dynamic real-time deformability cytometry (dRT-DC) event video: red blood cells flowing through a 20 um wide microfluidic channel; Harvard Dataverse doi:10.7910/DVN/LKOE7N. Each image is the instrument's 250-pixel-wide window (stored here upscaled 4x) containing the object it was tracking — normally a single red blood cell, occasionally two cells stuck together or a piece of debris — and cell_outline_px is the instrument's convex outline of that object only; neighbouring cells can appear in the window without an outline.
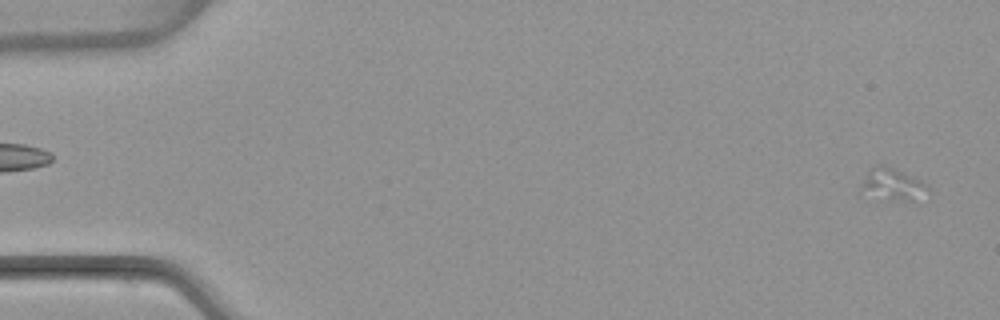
{"species": "common noctule bat (a hibernating species)", "species_latin": "Nyctalus noctula", "temperature_condition": "warm", "stored_images_in_passage": 5, "segment_of_instrument_passage": [2, 2], "camera_frame_rate_fps": 3000, "um_per_image_px": 0.085, "animal": {"sex": "female", "body_mass_g": 22.7, "forearm_length_mm": 54.2}, "frame": {"image": 1, "passage_image": 5, "time_ms": 5.667, "image_size_px": [1000, 320], "cell_outline_px": [[932, 188], [908, 200], [888, 196], [860, 188], [868, 172], [876, 164], [884, 164], [916, 176], [928, 184]], "centroid_in_image_um": [75.97, 15.53], "position_along_channel_um": 9.0, "area_um2": 11.21}}